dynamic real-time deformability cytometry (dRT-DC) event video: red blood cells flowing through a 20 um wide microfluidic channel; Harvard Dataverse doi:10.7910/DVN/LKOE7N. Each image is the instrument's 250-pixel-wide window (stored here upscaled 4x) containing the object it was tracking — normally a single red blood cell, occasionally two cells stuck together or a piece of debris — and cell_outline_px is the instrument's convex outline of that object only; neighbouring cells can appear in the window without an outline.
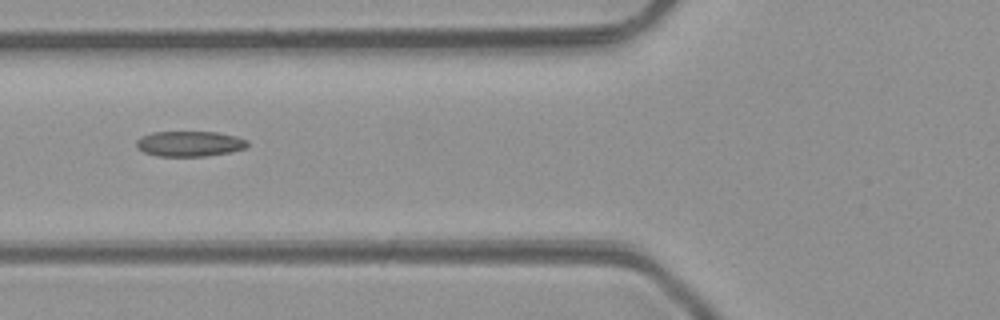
{"species": "common noctule bat (a hibernating species)", "species_latin": "Nyctalus noctula", "temperature_condition": "room temperature", "stored_images_in_passage": 5, "camera_frame_rate_fps": 3000, "um_per_image_px": 0.085, "animal": {"sex": "male", "body_mass_g": 23.1, "forearm_length_mm": 52.7}, "frame": {"image": 1, "passage_image": 5, "time_ms": 5.333, "image_size_px": [1000, 320], "cell_outline_px": [[248, 144], [244, 148], [232, 152], [204, 156], [156, 156], [144, 152], [136, 148], [136, 140], [140, 136], [152, 132], [216, 132], [236, 136], [248, 140]], "centroid_in_image_um": [16.08, 12.22], "position_along_channel_um": 109.7, "area_um2": 16.53}}